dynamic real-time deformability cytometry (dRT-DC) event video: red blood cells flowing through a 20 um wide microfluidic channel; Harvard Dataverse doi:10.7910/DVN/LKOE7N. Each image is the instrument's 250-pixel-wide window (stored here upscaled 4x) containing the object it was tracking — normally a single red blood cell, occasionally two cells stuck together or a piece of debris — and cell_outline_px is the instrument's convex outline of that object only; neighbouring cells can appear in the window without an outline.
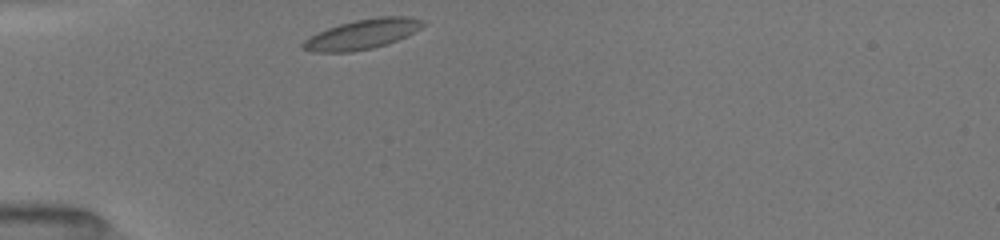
{"species": "common noctule bat (a hibernating species)", "species_latin": "Nyctalus noctula", "temperature_condition": "room temperature", "stored_images_in_passage": 18, "camera_frame_rate_fps": 3000, "um_per_image_px": 0.085, "animal": {"sex": "female", "body_mass_g": 19.5, "forearm_length_mm": 54.1}, "frame": {"image": 1, "passage_image": 1, "time_ms": 0.0, "image_size_px": [1000, 240], "cell_outline_px": [[428, 20], [420, 28], [388, 44], [372, 48], [352, 52], [312, 52], [300, 48], [300, 44], [308, 36], [328, 28], [340, 24], [356, 20], [376, 16], [404, 16]], "centroid_in_image_um": [30.75, 2.91], "position_along_channel_um": 54.2, "area_um2": 20.92}}
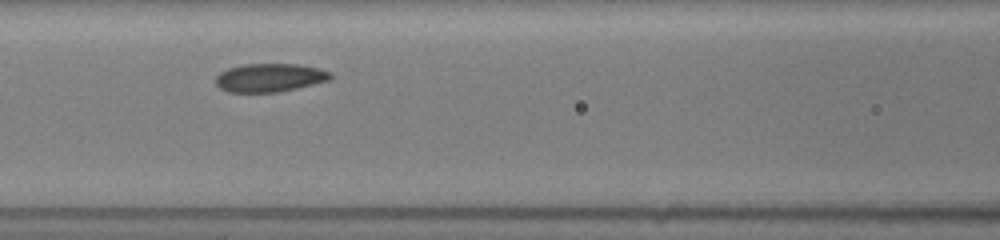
{"frame": {"image": 2, "passage_image": 13, "time_ms": 2.667, "image_size_px": [1000, 240], "cell_outline_px": [[332, 76], [328, 80], [280, 92], [228, 92], [220, 88], [216, 84], [216, 76], [220, 72], [228, 68], [244, 64], [300, 64], [320, 68], [332, 72]], "centroid_in_image_um": [22.92, 6.59], "position_along_channel_um": 143.7, "area_um2": 19.02}}
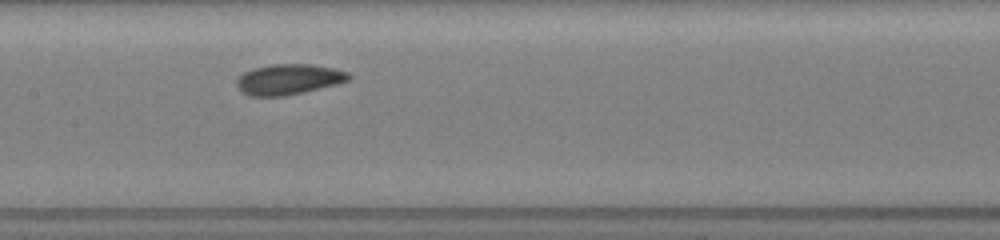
{"frame": {"image": 3, "passage_image": 17, "time_ms": 3.667, "image_size_px": [1000, 240], "cell_outline_px": [[352, 76], [348, 80], [336, 84], [284, 96], [248, 96], [240, 92], [236, 84], [236, 80], [244, 72], [252, 68], [272, 64], [312, 64], [336, 68], [348, 72]], "centroid_in_image_um": [24.51, 6.73], "position_along_channel_um": 182.9, "area_um2": 20.0}}